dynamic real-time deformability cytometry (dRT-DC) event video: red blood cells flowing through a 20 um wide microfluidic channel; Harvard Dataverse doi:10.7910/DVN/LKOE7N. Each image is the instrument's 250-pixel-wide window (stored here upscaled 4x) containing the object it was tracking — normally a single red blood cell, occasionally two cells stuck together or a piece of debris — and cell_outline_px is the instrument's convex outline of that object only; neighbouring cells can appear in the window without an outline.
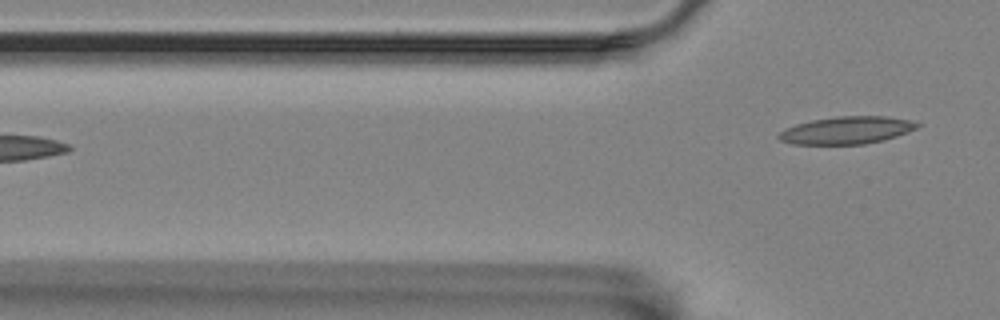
{"species": "Egyptian fruit bat (a non-hibernating species)", "species_latin": "Rousettus aegyptiacus", "temperature_condition": "room temperature", "stored_images_in_passage": 4, "camera_frame_rate_fps": 3000, "um_per_image_px": 0.085, "animal": {"sex": "female"}, "frame": {"image": 1, "passage_image": 4, "time_ms": 3.667, "image_size_px": [1000, 320], "cell_outline_px": [[920, 124], [916, 128], [908, 132], [884, 140], [864, 144], [792, 144], [780, 140], [776, 136], [784, 128], [796, 124], [812, 120], [836, 116], [884, 116], [908, 120]], "centroid_in_image_um": [71.92, 11.07], "position_along_channel_um": 53.9, "area_um2": 22.08}}